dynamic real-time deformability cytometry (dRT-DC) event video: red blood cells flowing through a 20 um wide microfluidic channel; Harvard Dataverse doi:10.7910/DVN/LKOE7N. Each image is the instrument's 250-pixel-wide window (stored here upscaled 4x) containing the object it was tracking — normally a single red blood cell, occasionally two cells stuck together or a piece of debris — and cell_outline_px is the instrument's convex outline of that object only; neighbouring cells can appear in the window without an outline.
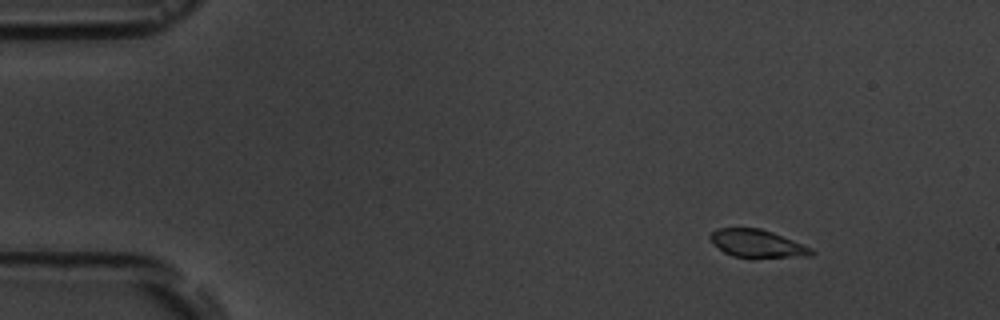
{"species": "common noctule bat (a hibernating species)", "species_latin": "Nyctalus noctula", "temperature_condition": "room temperature", "stored_images_in_passage": 6, "camera_frame_rate_fps": 3000, "um_per_image_px": 0.085, "animal": {"sex": "male", "body_mass_g": 19.5, "forearm_length_mm": 54.6}, "frame": {"image": 1, "passage_image": 3, "time_ms": 2.333, "image_size_px": [1000, 320], "cell_outline_px": [[816, 252], [812, 256], [752, 260], [732, 256], [724, 252], [708, 236], [712, 232], [720, 228], [760, 228], [772, 232], [812, 248]], "centroid_in_image_um": [64.43, 20.76], "position_along_channel_um": 20.6, "area_um2": 16.88}}
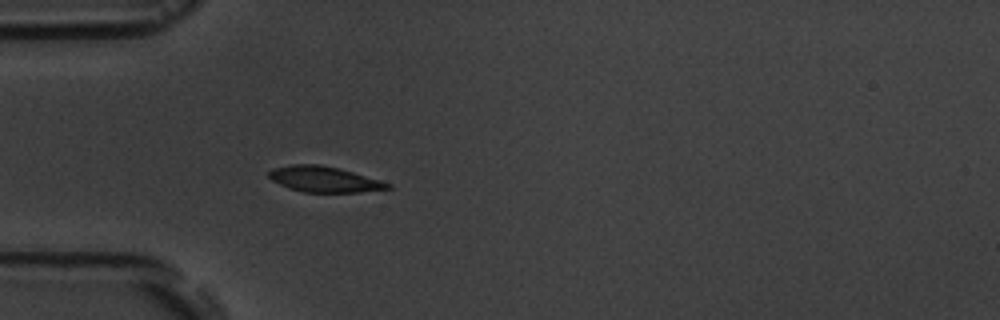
{"frame": {"image": 2, "passage_image": 6, "time_ms": 5.667, "image_size_px": [1000, 320], "cell_outline_px": [[392, 188], [360, 192], [304, 192], [288, 188], [272, 180], [268, 176], [268, 172], [276, 168], [292, 164], [320, 164], [340, 168], [380, 180], [392, 184]], "centroid_in_image_um": [27.58, 15.23], "position_along_channel_um": 57.4, "area_um2": 17.74}}